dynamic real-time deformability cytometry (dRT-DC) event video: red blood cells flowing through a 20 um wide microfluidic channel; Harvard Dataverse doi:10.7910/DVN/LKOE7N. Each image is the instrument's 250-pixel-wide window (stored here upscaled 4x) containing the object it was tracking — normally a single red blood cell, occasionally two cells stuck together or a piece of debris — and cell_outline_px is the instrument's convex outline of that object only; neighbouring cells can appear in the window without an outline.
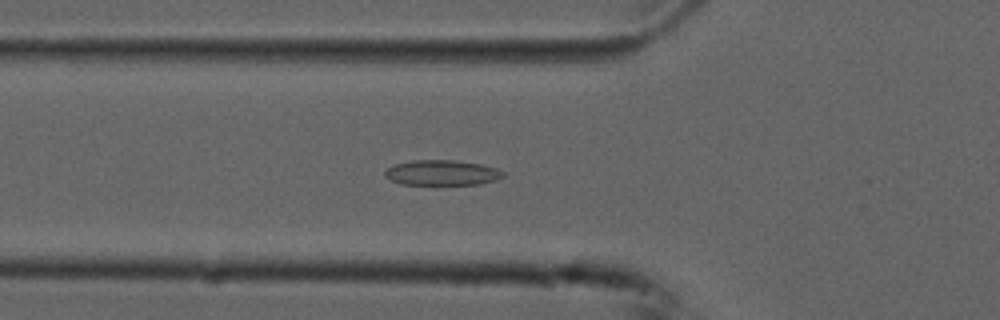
{"species": "common noctule bat (a hibernating species)", "species_latin": "Nyctalus noctula", "temperature_condition": "cold", "stored_images_in_passage": 40, "camera_frame_rate_fps": 3000, "um_per_image_px": 0.085, "animal": {"sex": "male", "forearm_length_mm": 52.5}, "frame": {"image": 1, "passage_image": 5, "time_ms": 1.333, "image_size_px": [1000, 320], "cell_outline_px": [[504, 176], [496, 180], [480, 184], [400, 184], [384, 176], [384, 172], [392, 164], [412, 160], [452, 160], [480, 164], [496, 168], [504, 172]], "centroid_in_image_um": [37.54, 14.68], "position_along_channel_um": 88.3, "area_um2": 17.34}}
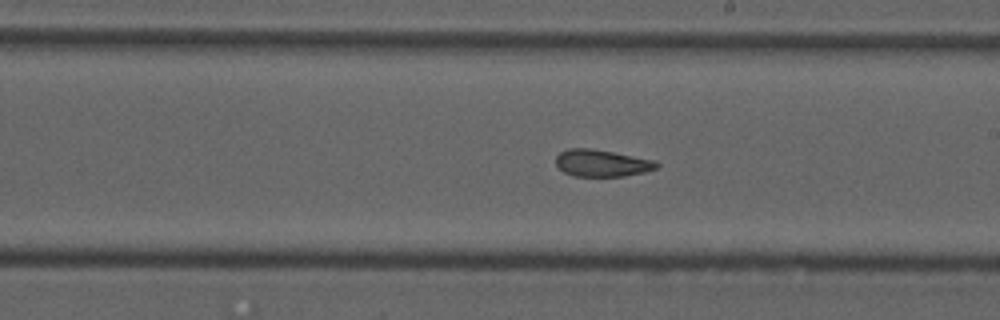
{"frame": {"image": 2, "passage_image": 17, "time_ms": 5.333, "image_size_px": [1000, 320], "cell_outline_px": [[660, 164], [656, 168], [644, 172], [624, 176], [572, 176], [564, 172], [556, 164], [556, 156], [560, 152], [568, 148], [592, 148], [656, 160]], "centroid_in_image_um": [51.15, 13.86], "position_along_channel_um": 237.8, "area_um2": 15.9}}
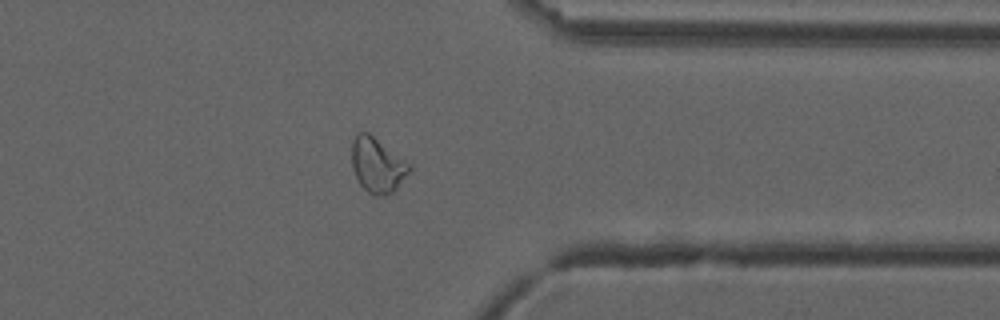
{"frame": {"image": 3, "passage_image": 29, "time_ms": 9.333, "image_size_px": [1000, 320], "cell_outline_px": [[412, 168], [396, 188], [388, 196], [372, 196], [360, 184], [352, 168], [352, 140], [360, 132], [368, 132], [412, 164]], "centroid_in_image_um": [32.09, 14.05], "position_along_channel_um": 379.3, "area_um2": 18.44}, "authors_computed_cell_mechanics": {"area_um2": 17.3111, "velocity_mm_per_s": 3.737, "shape_relaxation_time_tau1_ms": null, "shape_relaxation_time_tau2_ms": 3.2429, "deformation_change_tau1": null, "deformation_change_tau2": 0.0989}}